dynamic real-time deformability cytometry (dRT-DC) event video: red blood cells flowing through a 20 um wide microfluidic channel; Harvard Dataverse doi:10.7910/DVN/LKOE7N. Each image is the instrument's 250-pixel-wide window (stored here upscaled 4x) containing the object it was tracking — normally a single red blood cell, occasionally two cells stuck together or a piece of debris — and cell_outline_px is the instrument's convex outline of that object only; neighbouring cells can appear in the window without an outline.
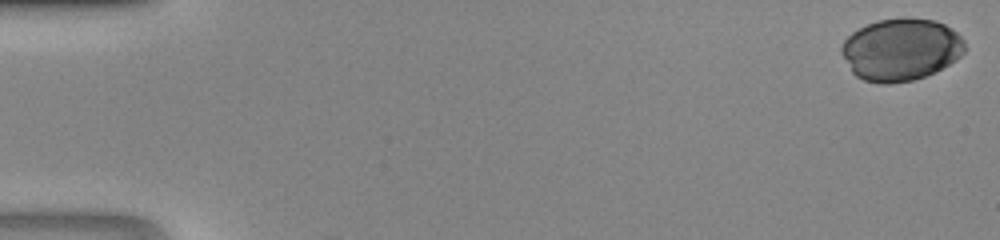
{"species": "human", "species_latin": "Homo sapiens", "temperature_condition": "room temperature", "stored_images_in_passage": 38, "camera_frame_rate_fps": 3000, "um_per_image_px": 0.085, "donor": {"sex": "male"}, "frame": {"image": 1, "passage_image": 1, "time_ms": 0.0, "image_size_px": [1000, 240], "cell_outline_px": [[964, 52], [956, 60], [924, 76], [912, 80], [888, 84], [880, 84], [864, 80], [856, 76], [852, 72], [840, 52], [840, 48], [844, 40], [852, 32], [876, 20], [904, 16], [908, 16], [936, 20], [952, 28], [964, 40]], "centroid_in_image_um": [76.56, 4.18], "position_along_channel_um": 8.4, "area_um2": 44.97}}
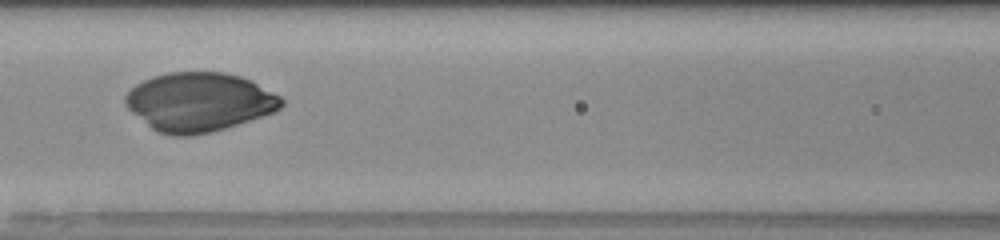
{"frame": {"image": 2, "passage_image": 22, "time_ms": 7.0, "image_size_px": [1000, 240], "cell_outline_px": [[284, 104], [276, 112], [212, 132], [192, 136], [172, 136], [160, 132], [152, 128], [132, 112], [124, 104], [124, 96], [136, 84], [152, 76], [168, 72], [224, 72], [240, 76], [252, 80], [280, 96], [284, 100]], "centroid_in_image_um": [16.94, 8.67], "position_along_channel_um": 149.7, "area_um2": 53.7}}
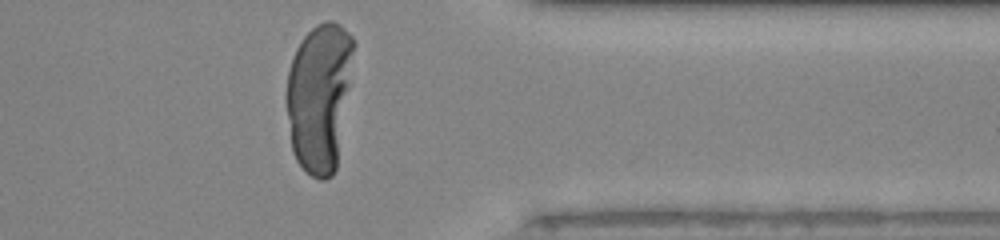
{"frame": {"image": 3, "passage_image": 38, "time_ms": 12.333, "image_size_px": [1000, 240], "cell_outline_px": [[356, 44], [336, 168], [332, 176], [324, 180], [320, 180], [312, 176], [296, 160], [292, 152], [288, 116], [288, 72], [296, 48], [304, 36], [316, 24], [324, 20], [332, 20], [340, 24], [352, 36]], "centroid_in_image_um": [27.18, 8.19], "position_along_channel_um": 384.2, "area_um2": 57.92}}